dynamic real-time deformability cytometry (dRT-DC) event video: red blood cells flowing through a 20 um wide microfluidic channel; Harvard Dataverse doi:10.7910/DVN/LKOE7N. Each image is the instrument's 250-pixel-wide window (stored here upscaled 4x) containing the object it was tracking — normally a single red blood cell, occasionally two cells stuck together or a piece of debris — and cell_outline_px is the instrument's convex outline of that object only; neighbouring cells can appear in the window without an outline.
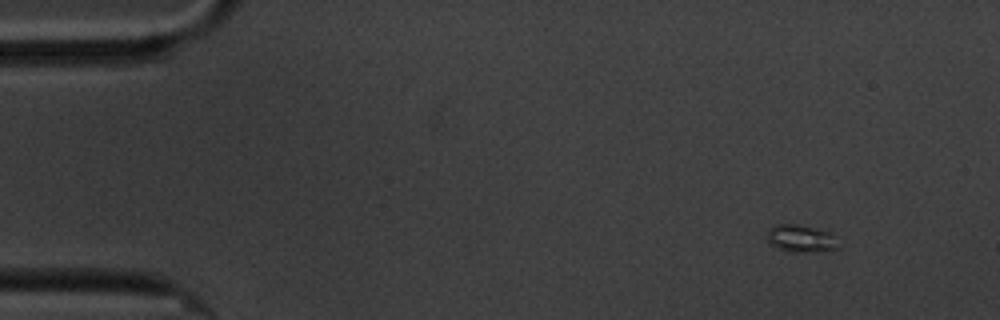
{"species": "common noctule bat (a hibernating species)", "species_latin": "Nyctalus noctula", "temperature_condition": "cold", "stored_images_in_passage": 9, "camera_frame_rate_fps": 3000, "um_per_image_px": 0.085, "animal": {"sex": "male", "body_mass_g": 20.1, "forearm_length_mm": 53.5}, "frame": {"image": 1, "passage_image": 1, "time_ms": 0.0, "image_size_px": [1000, 320], "cell_outline_px": [[840, 248], [816, 252], [788, 252], [772, 244], [768, 240], [768, 228], [776, 224], [796, 224], [812, 228], [824, 232], [832, 236]], "centroid_in_image_um": [68.03, 20.29], "position_along_channel_um": 17.0, "area_um2": 10.98}}